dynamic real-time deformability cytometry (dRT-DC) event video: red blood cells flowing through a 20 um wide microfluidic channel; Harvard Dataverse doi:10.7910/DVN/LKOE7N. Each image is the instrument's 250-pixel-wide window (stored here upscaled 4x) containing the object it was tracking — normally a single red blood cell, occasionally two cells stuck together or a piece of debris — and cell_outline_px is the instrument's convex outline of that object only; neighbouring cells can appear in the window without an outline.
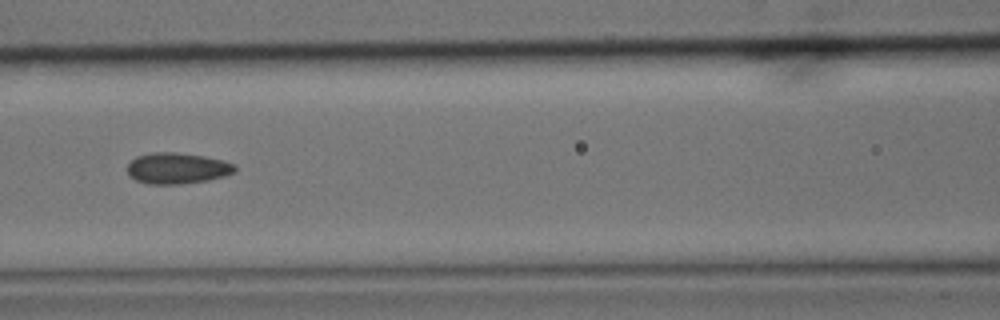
{"species": "common noctule bat (a hibernating species)", "species_latin": "Nyctalus noctula", "temperature_condition": "cold", "stored_images_in_passage": 9, "camera_frame_rate_fps": 3000, "um_per_image_px": 0.085, "animal": {"sex": "male", "body_mass_g": 15.6}, "frame": {"image": 1, "passage_image": 5, "time_ms": 1.333, "image_size_px": [1000, 320], "cell_outline_px": [[236, 172], [224, 176], [208, 180], [180, 184], [148, 184], [136, 180], [128, 176], [128, 164], [136, 156], [152, 152], [176, 152], [204, 156], [224, 160], [236, 164]], "centroid_in_image_um": [15.08, 14.3], "position_along_channel_um": 151.5, "area_um2": 19.65}}
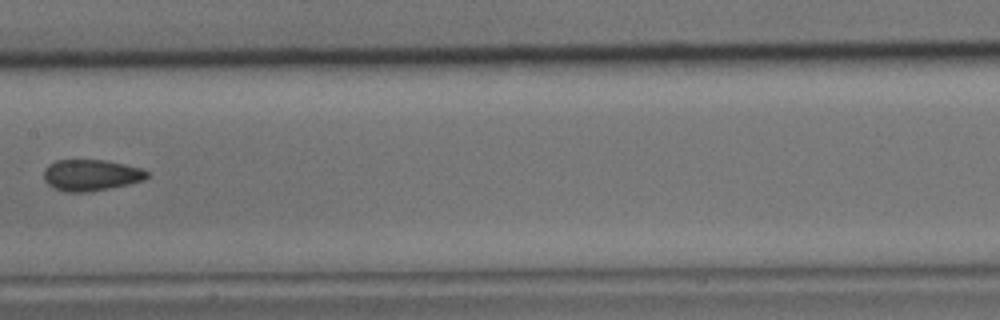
{"frame": {"image": 2, "passage_image": 6, "time_ms": 1.667, "image_size_px": [1000, 320], "cell_outline_px": [[148, 176], [144, 180], [128, 184], [88, 192], [64, 192], [48, 184], [44, 180], [44, 168], [48, 164], [56, 160], [104, 160], [124, 164], [140, 168], [148, 172]], "centroid_in_image_um": [7.71, 14.88], "position_along_channel_um": 199.7, "area_um2": 18.73}}
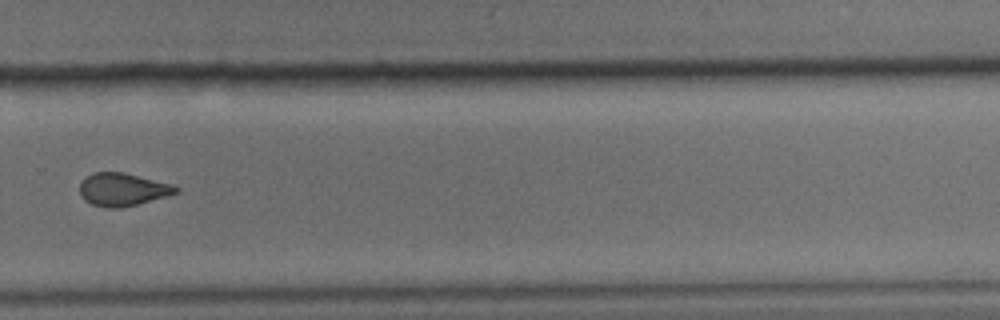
{"frame": {"image": 3, "passage_image": 9, "time_ms": 2.667, "image_size_px": [1000, 320], "cell_outline_px": [[180, 192], [136, 204], [120, 208], [108, 208], [92, 204], [84, 200], [80, 192], [80, 184], [92, 172], [124, 172], [172, 184], [180, 188]], "centroid_in_image_um": [10.44, 16.1], "position_along_channel_um": 319.4, "area_um2": 18.26}}